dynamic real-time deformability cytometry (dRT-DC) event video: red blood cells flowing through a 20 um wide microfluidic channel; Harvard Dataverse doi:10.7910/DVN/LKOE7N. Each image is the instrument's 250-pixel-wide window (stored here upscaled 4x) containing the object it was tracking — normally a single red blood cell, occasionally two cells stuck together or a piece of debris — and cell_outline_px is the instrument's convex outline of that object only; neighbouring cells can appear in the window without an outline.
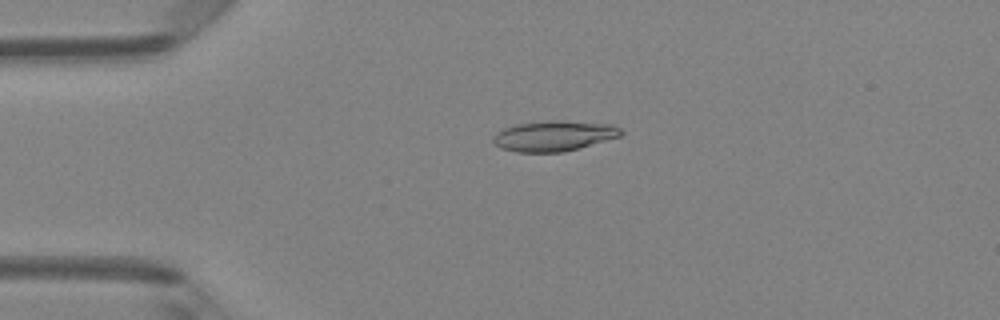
{"species": "Egyptian fruit bat (a non-hibernating species)", "species_latin": "Rousettus aegyptiacus", "temperature_condition": "room temperature", "stored_images_in_passage": 48, "camera_frame_rate_fps": 3000, "um_per_image_px": 0.085, "animal": {"sex": "female"}, "frame": {"image": 1, "passage_image": 11, "time_ms": 3.333, "image_size_px": [1000, 320], "cell_outline_px": [[624, 136], [564, 152], [516, 152], [500, 148], [492, 140], [492, 136], [496, 132], [504, 128], [516, 124], [548, 120], [560, 120], [612, 124], [620, 128], [624, 132]], "centroid_in_image_um": [47.11, 11.55], "position_along_channel_um": 37.9, "area_um2": 23.0}}
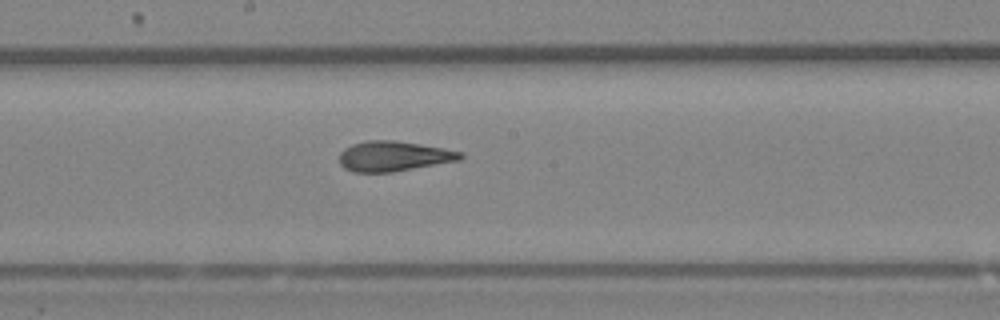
{"frame": {"image": 2, "passage_image": 26, "time_ms": 8.333, "image_size_px": [1000, 320], "cell_outline_px": [[464, 156], [460, 160], [392, 172], [352, 172], [344, 168], [340, 164], [340, 152], [344, 148], [352, 144], [364, 140], [396, 140], [444, 148], [464, 152]], "centroid_in_image_um": [33.46, 13.27], "position_along_channel_um": 214.7, "area_um2": 21.39}}
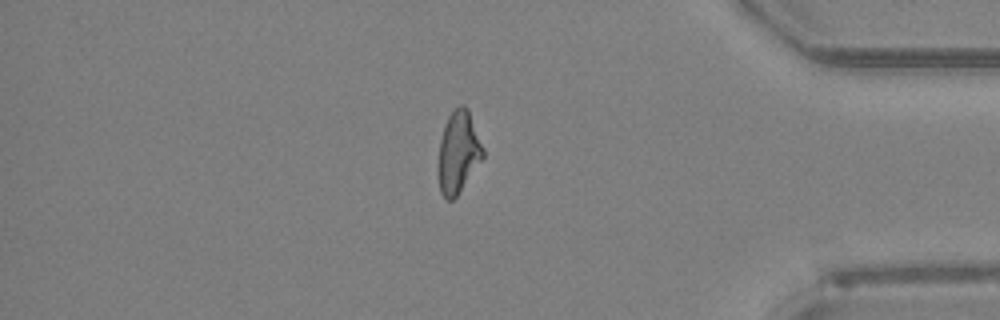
{"frame": {"image": 3, "passage_image": 41, "time_ms": 13.333, "image_size_px": [1000, 320], "cell_outline_px": [[484, 156], [456, 196], [452, 200], [444, 200], [440, 192], [440, 140], [444, 124], [448, 116], [460, 104], [464, 104], [468, 108], [484, 148]], "centroid_in_image_um": [38.98, 12.9], "position_along_channel_um": 396.2, "area_um2": 20.87}, "authors_computed_cell_mechanics": {"area_um2": 21.7039, "velocity_mm_per_s": 4.2045, "shape_relaxation_time_tau1_ms": 3.7285, "shape_relaxation_time_tau2_ms": 1.5728, "deformation_change_tau1": 0.1731, "deformation_change_tau2": 0.1092}}